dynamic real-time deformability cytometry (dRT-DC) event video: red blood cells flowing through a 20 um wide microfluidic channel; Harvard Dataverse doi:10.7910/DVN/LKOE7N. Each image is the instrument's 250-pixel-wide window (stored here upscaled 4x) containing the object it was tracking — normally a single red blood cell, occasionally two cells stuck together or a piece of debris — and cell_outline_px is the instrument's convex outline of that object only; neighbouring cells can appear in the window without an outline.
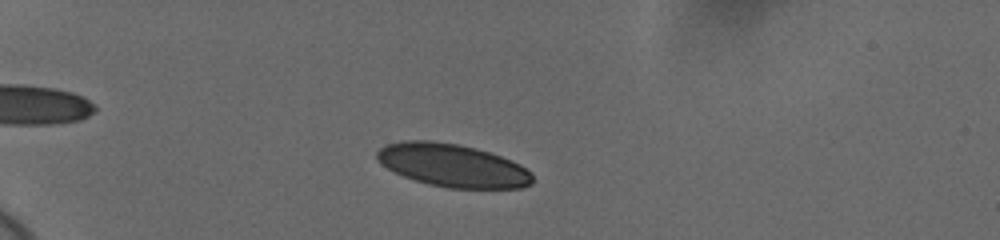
{"species": "human", "species_latin": "Homo sapiens", "temperature_condition": "cold", "stored_images_in_passage": 48, "camera_frame_rate_fps": 3000, "um_per_image_px": 0.085, "donor": {"sex": "female"}, "frame": {"image": 1, "passage_image": 7, "time_ms": 2.0, "image_size_px": [1000, 240], "cell_outline_px": [[532, 184], [520, 188], [448, 188], [428, 184], [404, 176], [388, 168], [376, 160], [376, 152], [380, 148], [388, 144], [404, 140], [428, 140], [460, 144], [476, 148], [500, 156], [520, 164], [532, 176]], "centroid_in_image_um": [38.45, 14.05], "position_along_channel_um": 46.6, "area_um2": 38.73}}
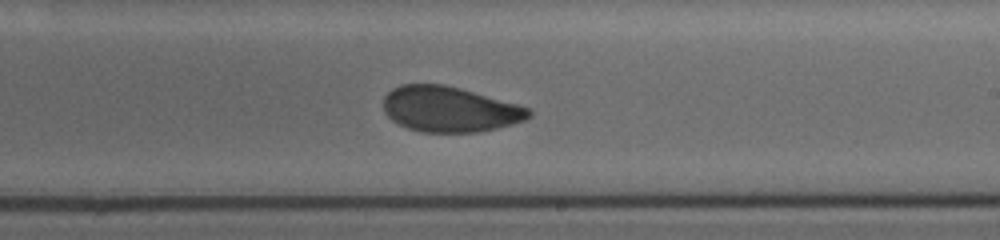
{"frame": {"image": 2, "passage_image": 28, "time_ms": 9.0, "image_size_px": [1000, 240], "cell_outline_px": [[532, 116], [524, 120], [512, 124], [480, 132], [420, 132], [408, 128], [392, 120], [384, 112], [384, 96], [392, 88], [400, 84], [444, 84], [460, 88], [516, 104], [528, 108], [532, 112]], "centroid_in_image_um": [38.19, 9.28], "position_along_channel_um": 250.8, "area_um2": 38.38}}
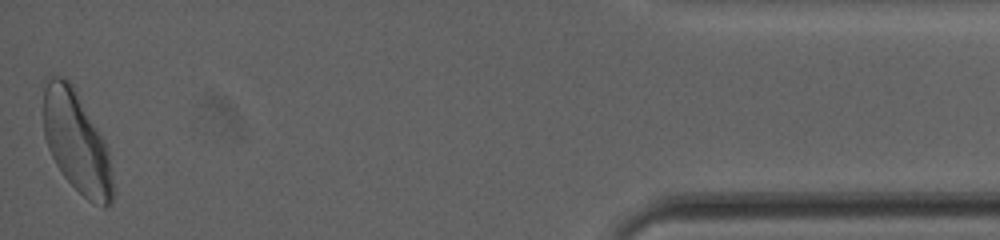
{"frame": {"image": 3, "passage_image": 48, "time_ms": 15.667, "image_size_px": [1000, 240], "cell_outline_px": [[112, 204], [104, 208], [88, 200], [64, 176], [56, 164], [48, 148], [44, 136], [44, 76], [64, 76], [72, 84], [104, 140], [108, 152], [112, 172]], "centroid_in_image_um": [6.49, 12.05], "position_along_channel_um": 428.7, "area_um2": 40.63}, "authors_computed_cell_mechanics": {"area_um2": 39.4196, "velocity_mm_per_s": 3.6453, "shape_relaxation_time_tau1_ms": 3.8904, "shape_relaxation_time_tau2_ms": 1.3182, "deformation_change_tau1": 0.1125, "deformation_change_tau2": 0.0572}}